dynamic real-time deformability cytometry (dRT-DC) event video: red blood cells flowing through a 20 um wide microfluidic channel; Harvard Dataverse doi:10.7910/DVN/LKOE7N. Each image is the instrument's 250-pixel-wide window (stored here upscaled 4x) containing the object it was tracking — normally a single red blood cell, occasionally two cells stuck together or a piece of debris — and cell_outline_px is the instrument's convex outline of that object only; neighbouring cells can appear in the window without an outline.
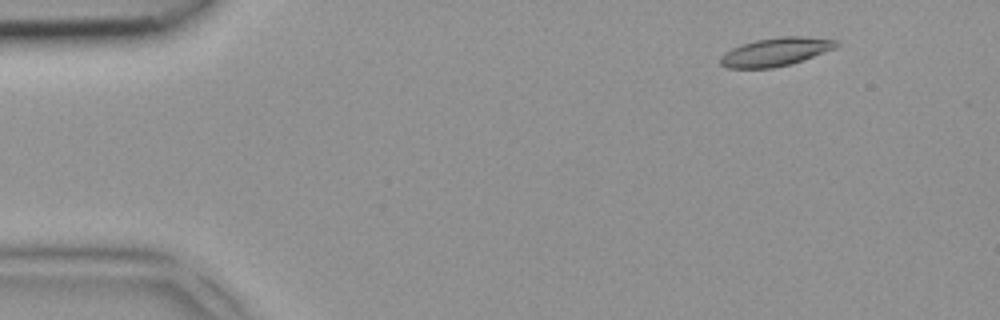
{"species": "common noctule bat (a hibernating species)", "species_latin": "Nyctalus noctula", "temperature_condition": "room temperature", "stored_images_in_passage": 4, "camera_frame_rate_fps": 3000, "um_per_image_px": 0.085, "animal": {"sex": "female", "body_mass_g": 18.4}, "frame": {"image": 1, "passage_image": 1, "time_ms": 0.0, "image_size_px": [1000, 320], "cell_outline_px": [[840, 44], [836, 48], [792, 64], [772, 68], [728, 68], [720, 64], [720, 56], [724, 52], [732, 48], [756, 40], [780, 36], [804, 36], [840, 40]], "centroid_in_image_um": [65.97, 4.4], "position_along_channel_um": 19.0, "area_um2": 19.31}}
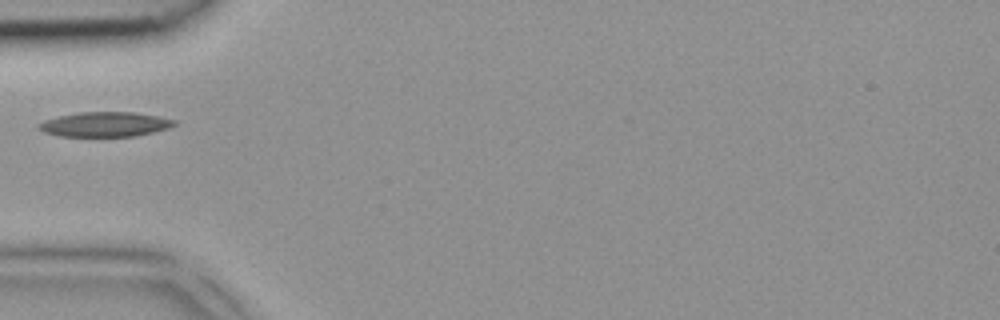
{"frame": {"image": 2, "passage_image": 4, "time_ms": 1.0, "image_size_px": [1000, 320], "cell_outline_px": [[176, 124], [168, 128], [136, 136], [60, 136], [44, 132], [36, 128], [36, 124], [44, 120], [60, 116], [80, 112], [132, 112], [156, 116], [176, 120]], "centroid_in_image_um": [8.88, 10.57], "position_along_channel_um": 76.1, "area_um2": 19.42}}